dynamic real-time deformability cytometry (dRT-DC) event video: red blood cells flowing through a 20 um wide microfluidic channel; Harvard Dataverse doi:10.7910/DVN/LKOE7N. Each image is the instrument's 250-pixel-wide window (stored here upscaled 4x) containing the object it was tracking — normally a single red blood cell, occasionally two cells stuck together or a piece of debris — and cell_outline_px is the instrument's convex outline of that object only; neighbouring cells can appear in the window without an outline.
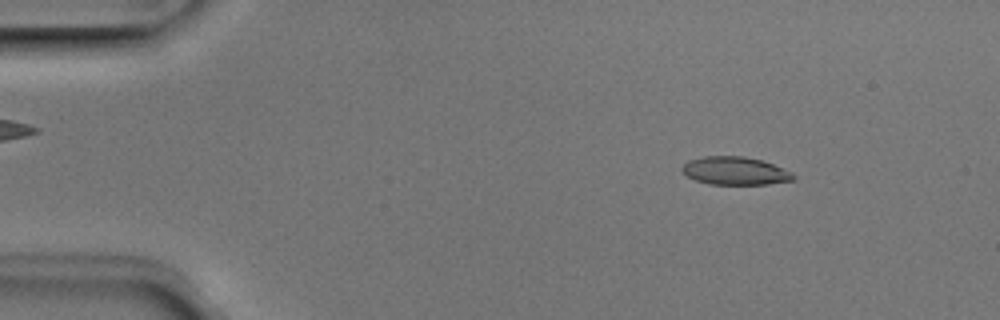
{"species": "Egyptian fruit bat (a non-hibernating species)", "species_latin": "Rousettus aegyptiacus", "temperature_condition": "room temperature", "stored_images_in_passage": 4, "camera_frame_rate_fps": 3000, "um_per_image_px": 0.085, "animal": {"sex": "male"}, "frame": {"image": 1, "passage_image": 1, "time_ms": 0.0, "image_size_px": [1000, 320], "cell_outline_px": [[796, 180], [768, 184], [708, 184], [696, 180], [680, 172], [680, 168], [688, 160], [704, 156], [744, 156], [760, 160], [772, 164], [792, 172], [796, 176]], "centroid_in_image_um": [62.47, 14.52], "position_along_channel_um": 22.5, "area_um2": 18.26}}
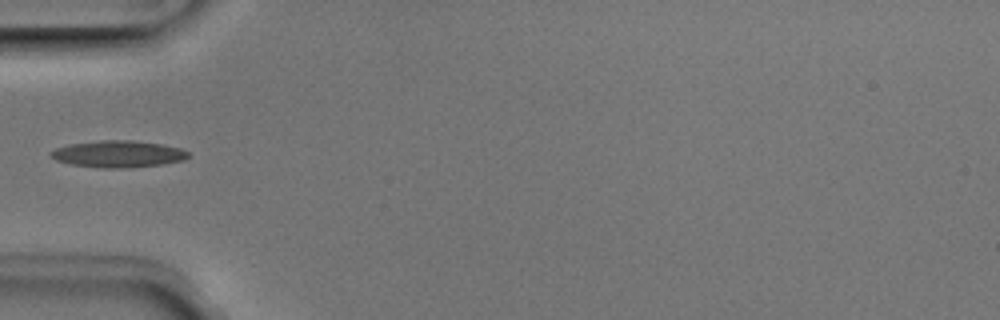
{"frame": {"image": 2, "passage_image": 3, "time_ms": 0.667, "image_size_px": [1000, 320], "cell_outline_px": [[188, 156], [184, 160], [164, 164], [132, 168], [104, 168], [72, 164], [56, 160], [48, 152], [56, 148], [68, 144], [100, 140], [132, 140], [164, 144], [180, 148], [188, 152]], "centroid_in_image_um": [10.06, 13.08], "position_along_channel_um": 74.9, "area_um2": 21.56}}